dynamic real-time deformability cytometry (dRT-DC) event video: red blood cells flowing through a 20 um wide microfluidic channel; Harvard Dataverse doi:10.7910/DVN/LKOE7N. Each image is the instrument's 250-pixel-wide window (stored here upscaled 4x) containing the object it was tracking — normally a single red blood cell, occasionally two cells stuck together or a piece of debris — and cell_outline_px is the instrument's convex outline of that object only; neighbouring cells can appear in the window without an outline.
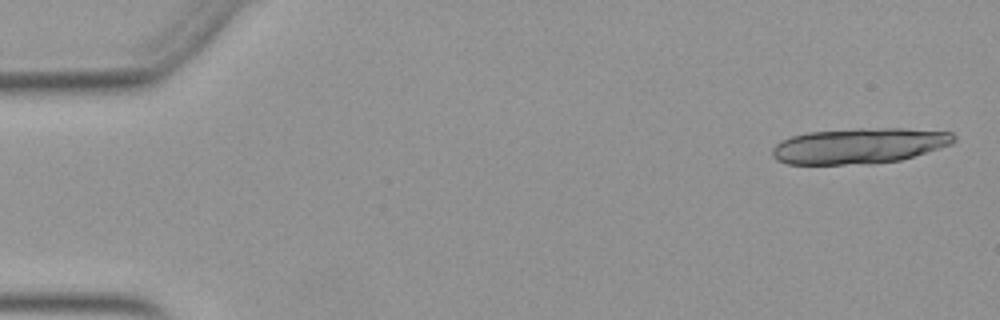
{"species": "Egyptian fruit bat (a non-hibernating species)", "species_latin": "Rousettus aegyptiacus", "temperature_condition": "warm", "stored_images_in_passage": 15, "camera_frame_rate_fps": 3000, "um_per_image_px": 0.085, "animal": {"sex": "female"}, "frame": {"image": 1, "passage_image": 1, "time_ms": 0.0, "image_size_px": [1000, 320], "cell_outline_px": [[956, 140], [952, 144], [900, 160], [872, 164], [788, 164], [776, 160], [772, 156], [772, 148], [780, 140], [792, 136], [808, 132], [856, 128], [904, 128], [952, 132], [956, 136]], "centroid_in_image_um": [73.02, 12.39], "position_along_channel_um": 12.0, "area_um2": 37.92}}